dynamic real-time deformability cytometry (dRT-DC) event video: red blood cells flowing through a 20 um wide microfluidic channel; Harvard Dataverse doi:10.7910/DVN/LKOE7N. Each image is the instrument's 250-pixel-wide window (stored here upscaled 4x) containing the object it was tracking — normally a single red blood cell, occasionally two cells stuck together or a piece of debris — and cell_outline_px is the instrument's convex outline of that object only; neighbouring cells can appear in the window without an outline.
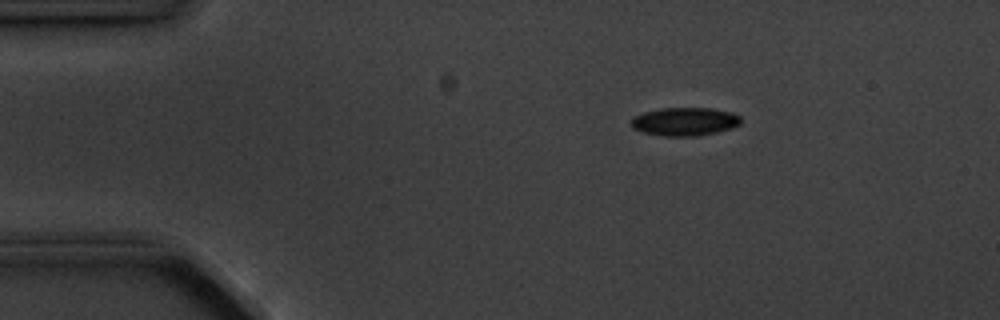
{"species": "common noctule bat (a hibernating species)", "species_latin": "Nyctalus noctula", "temperature_condition": "cold", "stored_images_in_passage": 3, "camera_frame_rate_fps": 3000, "um_per_image_px": 0.085, "animal": {"sex": "male", "body_mass_g": 20.1, "forearm_length_mm": 53.5}, "frame": {"image": 1, "passage_image": 1, "time_ms": 0.0, "image_size_px": [1000, 320], "cell_outline_px": [[740, 124], [732, 128], [700, 136], [664, 136], [640, 132], [632, 128], [632, 120], [636, 116], [644, 112], [660, 108], [712, 108], [732, 112], [740, 116]], "centroid_in_image_um": [58.22, 10.34], "position_along_channel_um": 26.8, "area_um2": 18.15}}
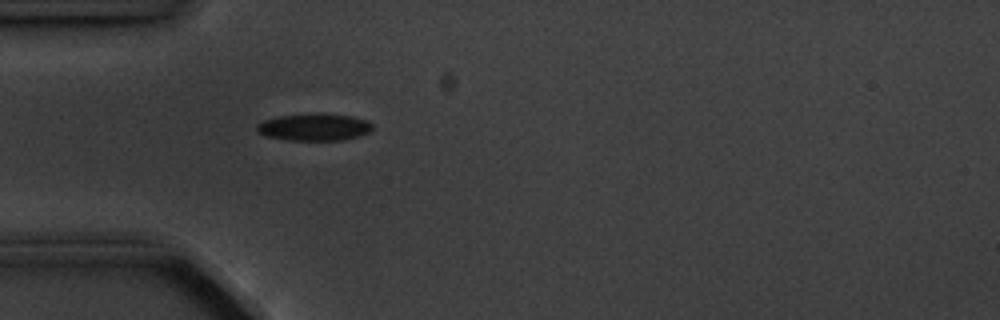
{"frame": {"image": 2, "passage_image": 3, "time_ms": 2.333, "image_size_px": [1000, 320], "cell_outline_px": [[372, 128], [368, 132], [360, 136], [344, 140], [288, 140], [264, 136], [256, 132], [256, 124], [264, 120], [280, 116], [316, 112], [320, 112], [352, 116], [368, 120], [372, 124]], "centroid_in_image_um": [26.7, 10.79], "position_along_channel_um": 58.3, "area_um2": 18.67}}